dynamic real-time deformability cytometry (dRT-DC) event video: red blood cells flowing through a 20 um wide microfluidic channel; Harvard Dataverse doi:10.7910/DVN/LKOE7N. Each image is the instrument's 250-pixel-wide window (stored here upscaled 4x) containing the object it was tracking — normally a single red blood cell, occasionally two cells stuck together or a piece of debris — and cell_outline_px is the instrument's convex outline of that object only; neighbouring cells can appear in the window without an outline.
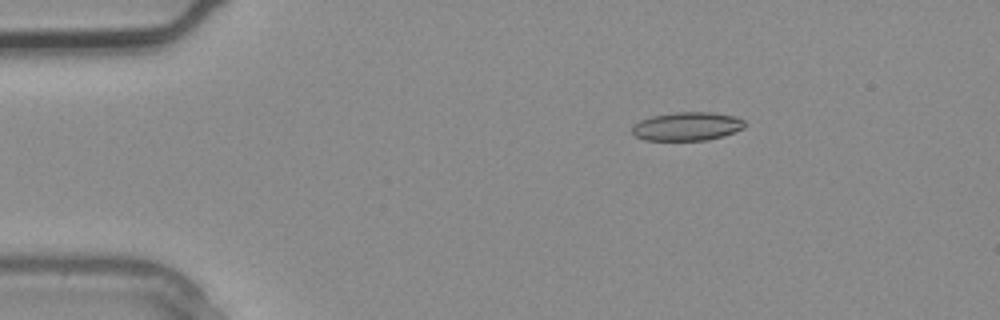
{"species": "common noctule bat (a hibernating species)", "species_latin": "Nyctalus noctula", "temperature_condition": "warm", "stored_images_in_passage": 3, "camera_frame_rate_fps": 3000, "um_per_image_px": 0.085, "animal": {"sex": "male", "body_mass_g": 20.4}, "frame": {"image": 1, "passage_image": 1, "time_ms": 0.0, "image_size_px": [1000, 320], "cell_outline_px": [[748, 124], [744, 128], [724, 136], [708, 140], [644, 140], [636, 136], [632, 132], [632, 124], [640, 120], [652, 116], [676, 112], [712, 112], [736, 116], [744, 120]], "centroid_in_image_um": [58.43, 10.74], "position_along_channel_um": 26.6, "area_um2": 18.96}}